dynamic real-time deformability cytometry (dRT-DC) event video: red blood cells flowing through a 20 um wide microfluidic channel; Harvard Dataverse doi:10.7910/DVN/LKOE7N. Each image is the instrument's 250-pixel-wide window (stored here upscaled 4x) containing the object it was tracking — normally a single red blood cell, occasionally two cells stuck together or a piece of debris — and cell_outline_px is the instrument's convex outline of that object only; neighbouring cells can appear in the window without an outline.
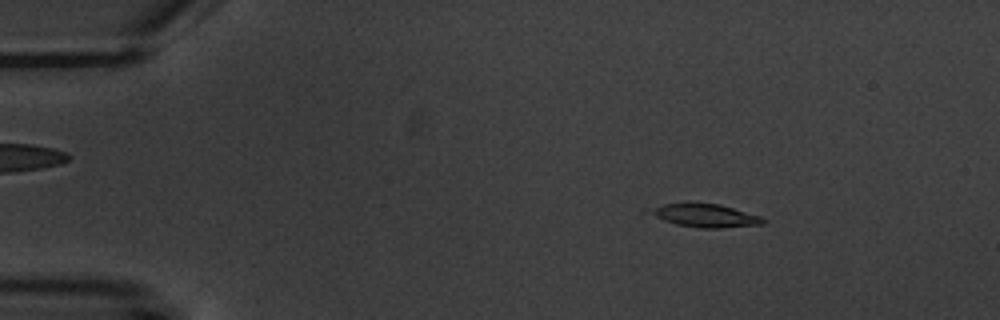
{"species": "common noctule bat (a hibernating species)", "species_latin": "Nyctalus noctula", "temperature_condition": "warm", "stored_images_in_passage": 3, "camera_frame_rate_fps": 3000, "um_per_image_px": 0.085, "animal": {"sex": "male", "body_mass_g": 20.1, "forearm_length_mm": 53.5}, "frame": {"image": 1, "passage_image": 1, "time_ms": 0.0, "image_size_px": [1000, 320], "cell_outline_px": [[768, 220], [764, 224], [720, 228], [700, 228], [676, 224], [640, 212], [640, 208], [664, 204], [692, 200], [720, 204], [760, 216]], "centroid_in_image_um": [59.75, 18.27], "position_along_channel_um": 25.2, "area_um2": 16.36}}